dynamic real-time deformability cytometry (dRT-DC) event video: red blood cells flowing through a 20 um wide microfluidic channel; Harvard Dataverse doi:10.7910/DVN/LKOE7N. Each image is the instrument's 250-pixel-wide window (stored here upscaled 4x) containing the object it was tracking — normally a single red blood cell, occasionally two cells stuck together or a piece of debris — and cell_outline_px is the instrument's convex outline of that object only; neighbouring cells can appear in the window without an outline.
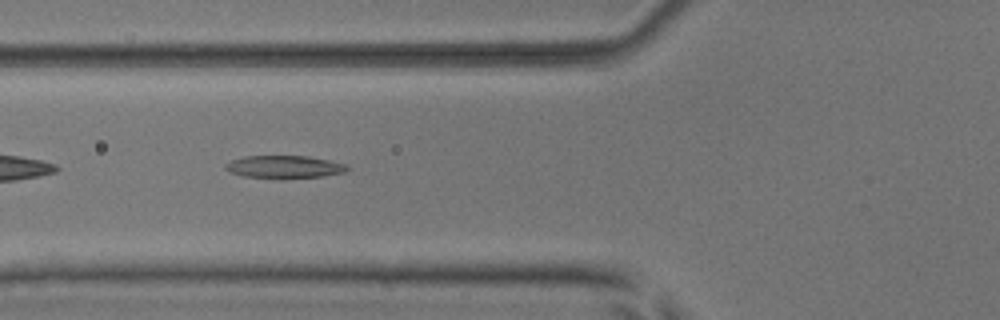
{"species": "common noctule bat (a hibernating species)", "species_latin": "Nyctalus noctula", "temperature_condition": "room temperature", "stored_images_in_passage": 36, "camera_frame_rate_fps": 3000, "um_per_image_px": 0.085, "animal": {"sex": "male", "body_mass_g": 17.9, "forearm_length_mm": 54.2}, "frame": {"image": 1, "passage_image": 3, "time_ms": 0.667, "image_size_px": [1000, 320], "cell_outline_px": [[348, 168], [344, 172], [320, 176], [244, 176], [232, 172], [224, 168], [224, 164], [232, 160], [244, 156], [308, 156], [348, 164]], "centroid_in_image_um": [24.16, 14.13], "position_along_channel_um": 101.6, "area_um2": 15.2}}
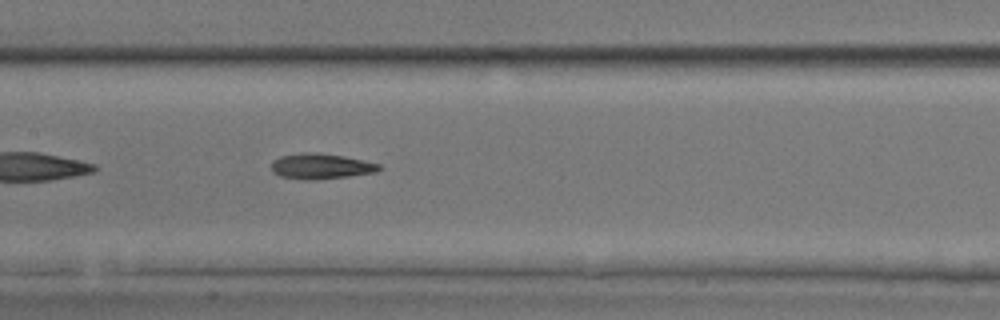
{"frame": {"image": 2, "passage_image": 9, "time_ms": 2.667, "image_size_px": [1000, 320], "cell_outline_px": [[384, 168], [376, 172], [348, 176], [312, 180], [304, 180], [280, 176], [272, 172], [272, 160], [280, 156], [300, 152], [320, 152], [344, 156], [380, 164]], "centroid_in_image_um": [27.27, 14.12], "position_along_channel_um": 180.1, "area_um2": 16.18}}
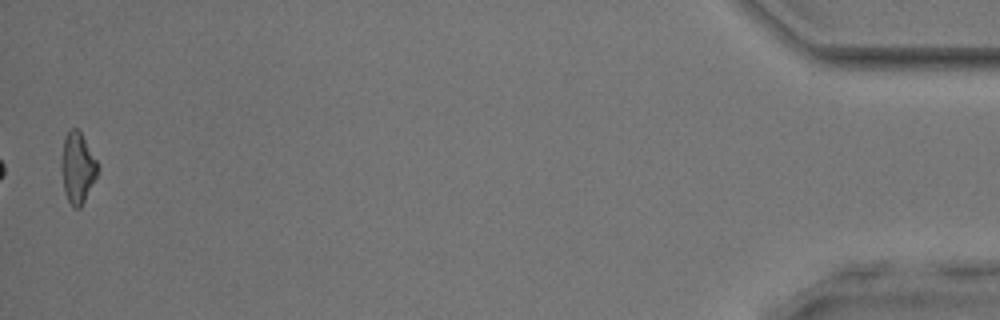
{"frame": {"image": 3, "passage_image": 35, "time_ms": 11.333, "image_size_px": [1000, 320], "cell_outline_px": [[100, 168], [80, 208], [72, 208], [64, 192], [60, 168], [60, 164], [64, 136], [72, 128], [76, 128], [80, 132], [96, 160]], "centroid_in_image_um": [6.56, 14.27], "position_along_channel_um": 428.6, "area_um2": 14.91}}